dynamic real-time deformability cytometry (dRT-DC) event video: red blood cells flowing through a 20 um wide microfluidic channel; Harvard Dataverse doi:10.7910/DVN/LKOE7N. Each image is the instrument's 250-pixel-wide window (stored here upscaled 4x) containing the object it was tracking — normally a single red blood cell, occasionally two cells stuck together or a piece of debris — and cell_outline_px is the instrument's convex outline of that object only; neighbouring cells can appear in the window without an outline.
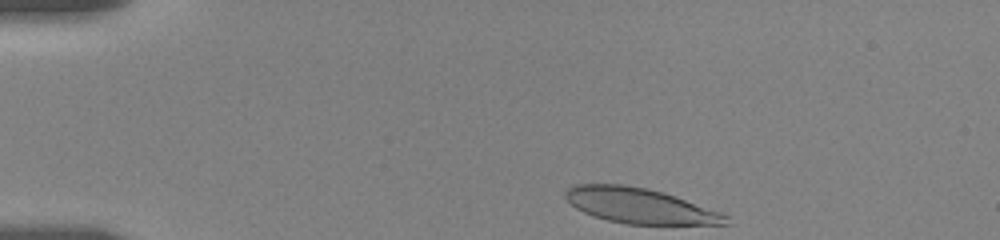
{"species": "human", "species_latin": "Homo sapiens", "temperature_condition": "room temperature", "stored_images_in_passage": 17, "camera_frame_rate_fps": 3000, "um_per_image_px": 0.085, "donor": {"sex": "female"}, "frame": {"image": 1, "passage_image": 1, "time_ms": 0.0, "image_size_px": [1000, 240], "cell_outline_px": [[732, 224], [628, 224], [608, 220], [592, 216], [576, 208], [564, 196], [564, 192], [568, 188], [576, 184], [624, 184], [644, 188], [660, 192], [720, 212], [728, 216]], "centroid_in_image_um": [54.34, 17.49], "position_along_channel_um": 30.7, "area_um2": 32.43}}
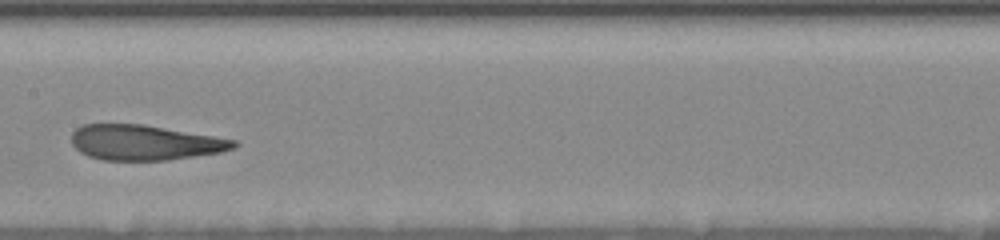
{"frame": {"image": 2, "passage_image": 11, "time_ms": 6.667, "image_size_px": [1000, 240], "cell_outline_px": [[236, 148], [220, 152], [168, 160], [100, 160], [88, 156], [80, 152], [72, 144], [72, 132], [76, 128], [84, 124], [144, 124], [236, 140]], "centroid_in_image_um": [12.27, 12.12], "position_along_channel_um": 195.1, "area_um2": 33.18}}
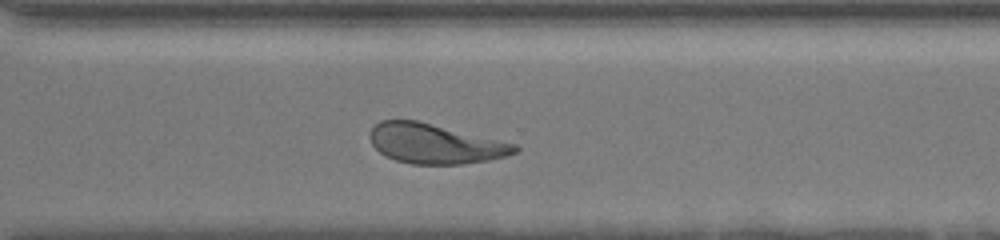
{"frame": {"image": 3, "passage_image": 17, "time_ms": 10.667, "image_size_px": [1000, 240], "cell_outline_px": [[520, 148], [516, 152], [504, 156], [488, 160], [460, 164], [412, 164], [396, 160], [380, 152], [372, 144], [368, 136], [368, 132], [380, 120], [416, 120], [516, 144]], "centroid_in_image_um": [36.94, 12.21], "position_along_channel_um": 333.7, "area_um2": 33.23}}